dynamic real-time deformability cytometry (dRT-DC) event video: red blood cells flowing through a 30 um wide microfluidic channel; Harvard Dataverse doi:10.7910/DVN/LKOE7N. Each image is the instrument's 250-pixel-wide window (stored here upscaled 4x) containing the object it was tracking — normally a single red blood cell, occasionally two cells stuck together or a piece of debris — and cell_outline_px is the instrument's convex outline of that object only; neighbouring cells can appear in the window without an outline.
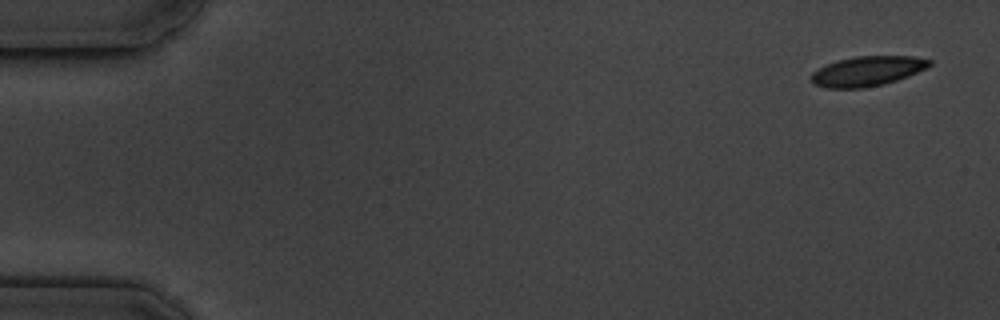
{"species": "common noctule bat (a hibernating species)", "species_latin": "Nyctalus noctula", "temperature_condition": "cold", "stored_images_in_passage": 5, "camera_frame_rate_fps": 3000, "um_per_image_px": 0.085, "animal": {"sex": "male", "body_mass_g": 19.5, "forearm_length_mm": 54.6}, "frame": {"image": 1, "passage_image": 1, "time_ms": 0.0, "image_size_px": [1000, 320], "cell_outline_px": [[932, 64], [908, 76], [884, 84], [864, 88], [824, 88], [812, 84], [808, 76], [812, 72], [828, 64], [840, 60], [856, 56], [912, 56], [932, 60]], "centroid_in_image_um": [73.67, 6.06], "position_along_channel_um": 11.3, "area_um2": 20.52}}
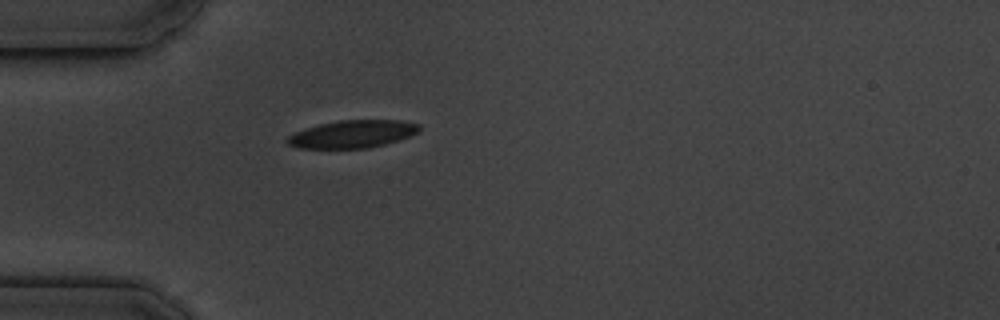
{"frame": {"image": 2, "passage_image": 5, "time_ms": 4.667, "image_size_px": [1000, 320], "cell_outline_px": [[420, 128], [416, 132], [408, 136], [384, 144], [368, 148], [300, 148], [288, 144], [284, 140], [288, 136], [304, 128], [320, 124], [340, 120], [400, 120], [420, 124]], "centroid_in_image_um": [29.92, 11.39], "position_along_channel_um": 55.1, "area_um2": 21.04}}